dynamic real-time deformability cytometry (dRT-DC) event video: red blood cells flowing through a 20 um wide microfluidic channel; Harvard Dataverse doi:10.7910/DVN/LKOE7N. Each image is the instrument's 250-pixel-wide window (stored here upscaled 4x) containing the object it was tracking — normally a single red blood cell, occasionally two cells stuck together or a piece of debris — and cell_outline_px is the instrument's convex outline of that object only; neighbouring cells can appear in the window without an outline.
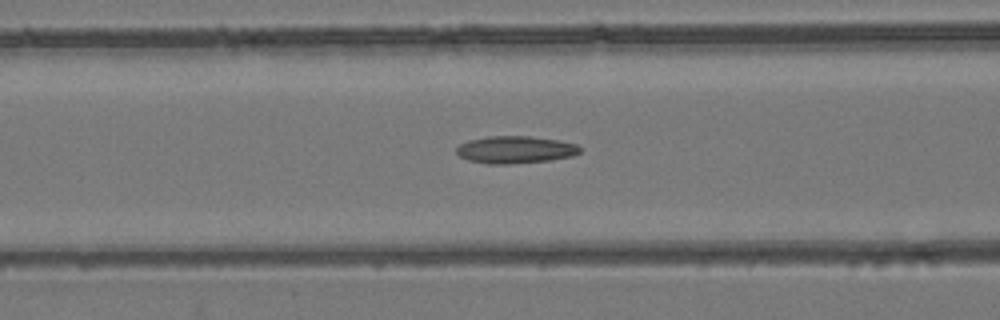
{"species": "common noctule bat (a hibernating species)", "species_latin": "Nyctalus noctula", "temperature_condition": "room temperature", "stored_images_in_passage": 52, "camera_frame_rate_fps": 3000, "um_per_image_px": 0.085, "animal": {"sex": "female", "body_mass_g": 24.6, "forearm_length_mm": 56.2}, "frame": {"image": 1, "passage_image": 22, "time_ms": 7.0, "image_size_px": [1000, 320], "cell_outline_px": [[580, 152], [572, 156], [552, 160], [508, 164], [488, 164], [468, 160], [460, 156], [456, 152], [456, 148], [460, 144], [468, 140], [488, 136], [528, 136], [556, 140], [576, 144], [580, 148]], "centroid_in_image_um": [43.77, 12.73], "position_along_channel_um": 122.8, "area_um2": 19.59}}
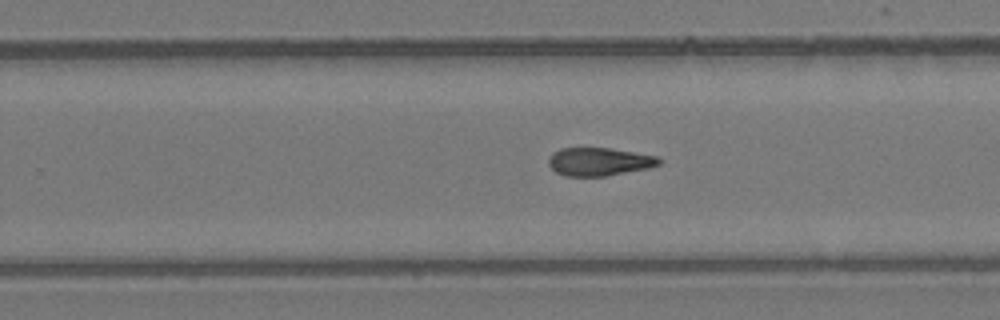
{"frame": {"image": 2, "passage_image": 34, "time_ms": 11.0, "image_size_px": [1000, 320], "cell_outline_px": [[660, 164], [648, 168], [604, 176], [564, 176], [556, 172], [548, 164], [548, 160], [552, 152], [560, 148], [608, 148], [660, 156]], "centroid_in_image_um": [50.91, 13.74], "position_along_channel_um": 278.9, "area_um2": 18.09}}
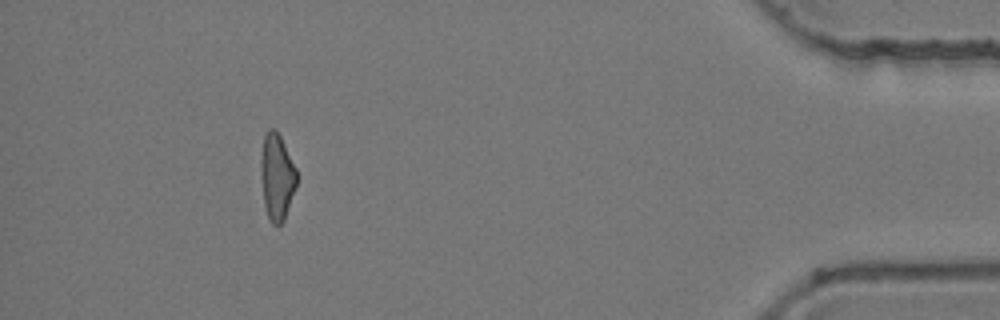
{"frame": {"image": 3, "passage_image": 49, "time_ms": 16.0, "image_size_px": [1000, 320], "cell_outline_px": [[296, 188], [284, 220], [280, 224], [272, 224], [268, 220], [264, 204], [260, 168], [260, 160], [264, 136], [268, 128], [276, 128], [296, 168]], "centroid_in_image_um": [23.52, 15.03], "position_along_channel_um": 411.7, "area_um2": 18.09}, "authors_computed_cell_mechanics": {"area_um2": 19.1607, "velocity_mm_per_s": 3.9111, "shape_relaxation_time_tau1_ms": null, "shape_relaxation_time_tau2_ms": 5.8341, "deformation_change_tau1": null, "deformation_change_tau2": 0.1593}}